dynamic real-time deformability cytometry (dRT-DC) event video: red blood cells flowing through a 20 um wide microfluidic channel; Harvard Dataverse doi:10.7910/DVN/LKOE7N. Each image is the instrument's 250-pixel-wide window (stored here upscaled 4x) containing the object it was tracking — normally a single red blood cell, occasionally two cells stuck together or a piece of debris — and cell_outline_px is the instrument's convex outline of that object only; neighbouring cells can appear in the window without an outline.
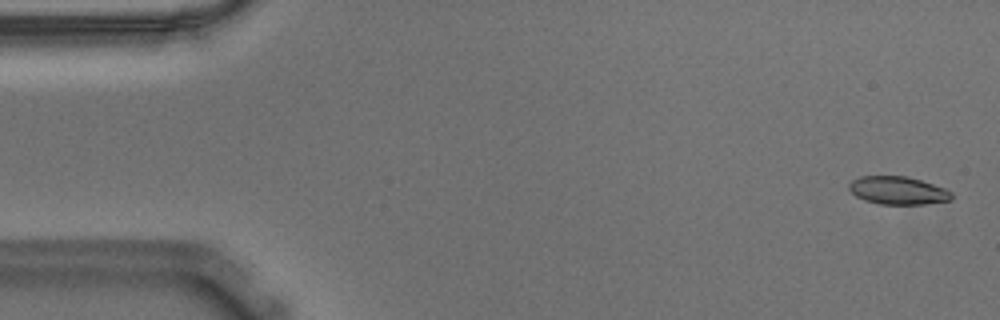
{"species": "Egyptian fruit bat (a non-hibernating species)", "species_latin": "Rousettus aegyptiacus", "temperature_condition": "warm", "stored_images_in_passage": 57, "camera_frame_rate_fps": 3000, "um_per_image_px": 0.085, "animal": {"sex": "male"}, "frame": {"image": 1, "passage_image": 2, "time_ms": 0.333, "image_size_px": [1000, 320], "cell_outline_px": [[956, 196], [952, 200], [924, 204], [880, 204], [864, 200], [856, 196], [848, 188], [848, 184], [852, 180], [860, 176], [904, 176], [920, 180], [944, 188], [952, 192]], "centroid_in_image_um": [76.34, 16.19], "position_along_channel_um": 8.7, "area_um2": 16.76}}
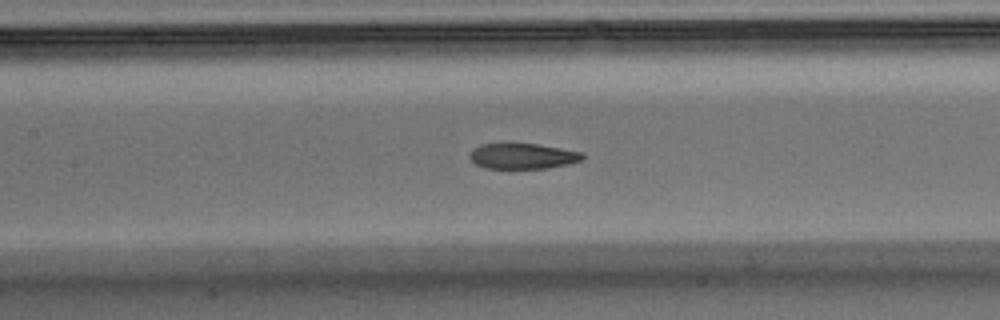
{"frame": {"image": 2, "passage_image": 25, "time_ms": 8.0, "image_size_px": [1000, 320], "cell_outline_px": [[584, 160], [568, 164], [548, 168], [484, 168], [476, 164], [468, 156], [472, 148], [480, 144], [504, 140], [508, 140], [536, 144], [584, 152]], "centroid_in_image_um": [44.37, 13.21], "position_along_channel_um": 163.0, "area_um2": 17.69}}
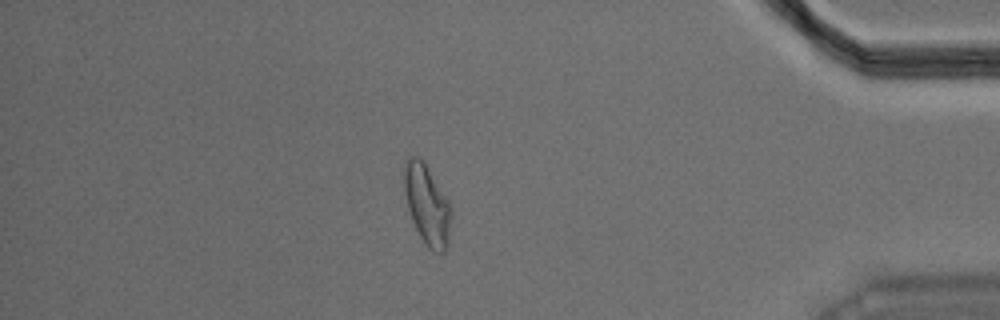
{"frame": {"image": 3, "passage_image": 48, "time_ms": 15.667, "image_size_px": [1000, 320], "cell_outline_px": [[452, 216], [448, 244], [444, 252], [440, 252], [428, 248], [420, 236], [412, 220], [408, 208], [404, 188], [404, 160], [412, 156], [420, 156], [424, 160], [448, 200], [452, 212]], "centroid_in_image_um": [36.31, 17.36], "position_along_channel_um": 398.9, "area_um2": 21.96}}